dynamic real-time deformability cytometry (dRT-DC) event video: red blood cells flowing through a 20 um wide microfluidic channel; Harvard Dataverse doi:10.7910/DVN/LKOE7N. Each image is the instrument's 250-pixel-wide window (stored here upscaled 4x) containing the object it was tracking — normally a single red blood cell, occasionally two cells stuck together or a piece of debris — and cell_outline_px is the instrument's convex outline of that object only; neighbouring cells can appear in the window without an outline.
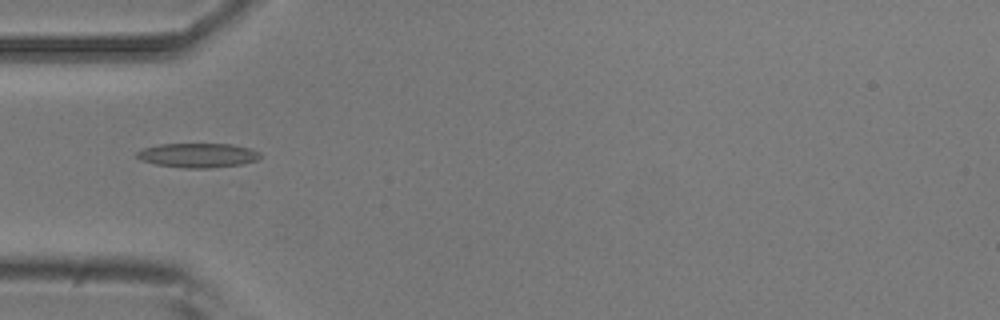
{"species": "common noctule bat (a hibernating species)", "species_latin": "Nyctalus noctula", "temperature_condition": "room temperature", "stored_images_in_passage": 1, "camera_frame_rate_fps": 3000, "um_per_image_px": 0.085, "animal": {"sex": "male", "body_mass_g": 20.5, "forearm_length_mm": 52.5}, "frame": {"image": 1, "passage_image": 1, "time_ms": 0.0, "image_size_px": [1000, 320], "cell_outline_px": [[260, 156], [256, 160], [244, 164], [212, 168], [184, 168], [156, 164], [140, 160], [136, 156], [136, 152], [144, 148], [160, 144], [232, 144], [252, 148], [260, 152]], "centroid_in_image_um": [16.84, 13.2], "position_along_channel_um": 68.2, "area_um2": 17.63}}